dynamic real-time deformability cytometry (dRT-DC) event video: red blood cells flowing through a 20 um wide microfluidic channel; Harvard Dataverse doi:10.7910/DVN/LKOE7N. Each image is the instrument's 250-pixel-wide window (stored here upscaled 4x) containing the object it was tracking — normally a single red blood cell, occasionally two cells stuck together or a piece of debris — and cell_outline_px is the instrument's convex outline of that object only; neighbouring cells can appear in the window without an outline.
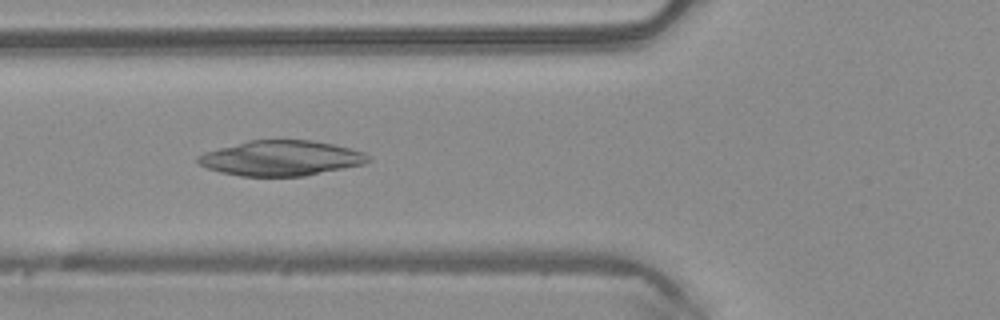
{"species": "common noctule bat (a hibernating species)", "species_latin": "Nyctalus noctula", "temperature_condition": "warm", "stored_images_in_passage": 31, "camera_frame_rate_fps": 3000, "um_per_image_px": 0.085, "animal": {"sex": "male", "body_mass_g": 20.4}, "frame": {"image": 1, "passage_image": 3, "time_ms": 0.667, "image_size_px": [1000, 320], "cell_outline_px": [[372, 160], [364, 164], [304, 176], [240, 176], [220, 172], [208, 168], [200, 164], [196, 160], [196, 156], [204, 152], [248, 140], [312, 140], [332, 144], [364, 152], [372, 156]], "centroid_in_image_um": [23.9, 13.44], "position_along_channel_um": 101.9, "area_um2": 34.91}}
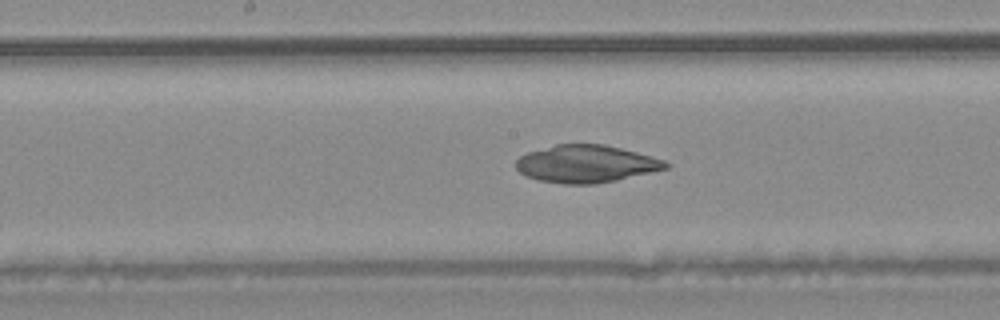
{"frame": {"image": 2, "passage_image": 10, "time_ms": 3.0, "image_size_px": [1000, 320], "cell_outline_px": [[672, 164], [668, 168], [616, 180], [596, 184], [564, 184], [540, 180], [524, 176], [516, 168], [516, 160], [520, 156], [528, 152], [556, 144], [604, 144], [652, 156], [664, 160]], "centroid_in_image_um": [49.82, 13.93], "position_along_channel_um": 198.4, "area_um2": 32.66}}
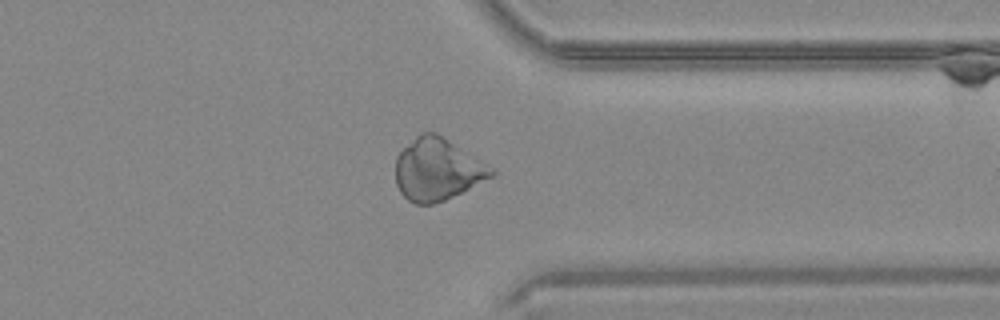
{"frame": {"image": 3, "passage_image": 23, "time_ms": 7.333, "image_size_px": [1000, 320], "cell_outline_px": [[496, 176], [444, 200], [432, 204], [416, 204], [408, 200], [400, 192], [396, 184], [396, 156], [420, 132], [436, 132], [496, 168]], "centroid_in_image_um": [37.22, 14.4], "position_along_channel_um": 374.2, "area_um2": 34.91}}